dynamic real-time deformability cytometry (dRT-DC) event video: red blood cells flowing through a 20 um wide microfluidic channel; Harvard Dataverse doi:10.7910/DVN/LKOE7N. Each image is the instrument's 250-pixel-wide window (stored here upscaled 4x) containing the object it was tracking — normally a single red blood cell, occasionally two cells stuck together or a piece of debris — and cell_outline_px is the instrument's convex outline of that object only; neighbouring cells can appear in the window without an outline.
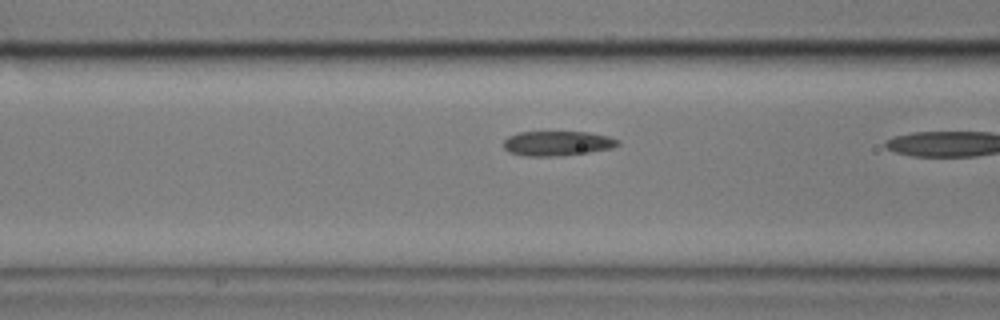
{"species": "common noctule bat (a hibernating species)", "species_latin": "Nyctalus noctula", "temperature_condition": "cold", "stored_images_in_passage": 18, "camera_frame_rate_fps": 3000, "um_per_image_px": 0.085, "animal": {"sex": "male", "body_mass_g": 17.9}, "frame": {"image": 1, "passage_image": 17, "time_ms": 5.333, "image_size_px": [1000, 320], "cell_outline_px": [[620, 144], [612, 148], [588, 152], [556, 156], [528, 156], [508, 152], [504, 148], [504, 140], [508, 136], [520, 132], [588, 132], [608, 136], [620, 140]], "centroid_in_image_um": [47.37, 12.18], "position_along_channel_um": 119.2, "area_um2": 16.42}}